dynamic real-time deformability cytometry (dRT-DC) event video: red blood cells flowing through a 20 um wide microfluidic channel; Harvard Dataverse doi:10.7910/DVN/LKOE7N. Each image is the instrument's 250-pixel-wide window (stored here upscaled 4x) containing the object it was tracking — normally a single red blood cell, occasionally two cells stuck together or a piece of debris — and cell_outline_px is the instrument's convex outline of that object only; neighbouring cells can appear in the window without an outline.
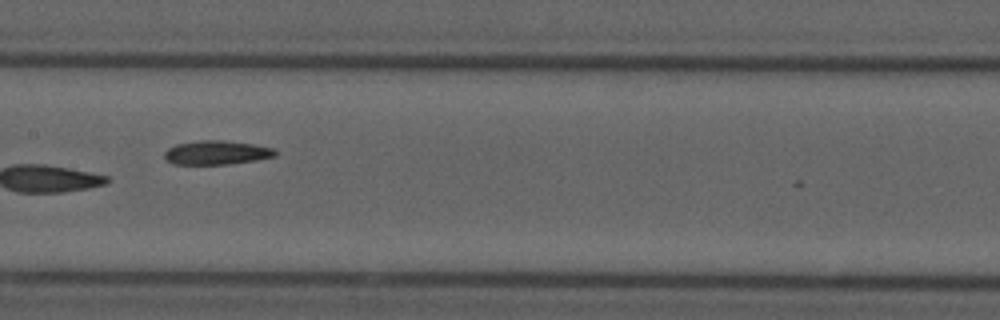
{"species": "common noctule bat (a hibernating species)", "species_latin": "Nyctalus noctula", "temperature_condition": "cold", "stored_images_in_passage": 8, "camera_frame_rate_fps": 3000, "um_per_image_px": 0.085, "animal": {"sex": "male", "forearm_length_mm": 52.5}, "frame": {"image": 1, "passage_image": 7, "time_ms": 2.0, "image_size_px": [1000, 320], "cell_outline_px": [[276, 156], [256, 160], [228, 164], [172, 164], [164, 160], [164, 152], [168, 148], [176, 144], [200, 140], [224, 140], [252, 144], [276, 148]], "centroid_in_image_um": [18.39, 12.97], "position_along_channel_um": 189.0, "area_um2": 15.61}}